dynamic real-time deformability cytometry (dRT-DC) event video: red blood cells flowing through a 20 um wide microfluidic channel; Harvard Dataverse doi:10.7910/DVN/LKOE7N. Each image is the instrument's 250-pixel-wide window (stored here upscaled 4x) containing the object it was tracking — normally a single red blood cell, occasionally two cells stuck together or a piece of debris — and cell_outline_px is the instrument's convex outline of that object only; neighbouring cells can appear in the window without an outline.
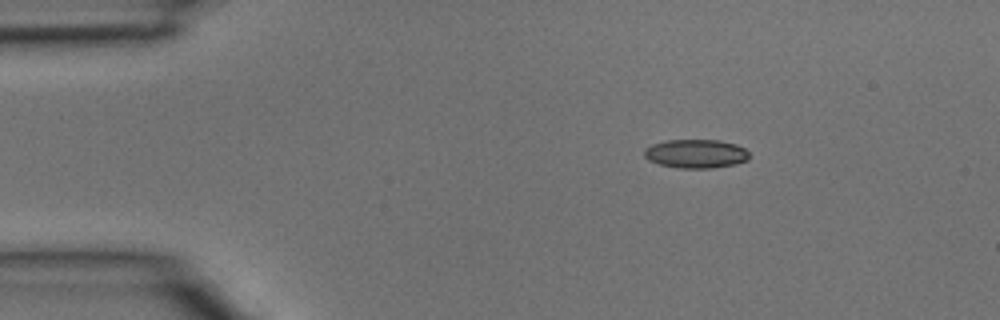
{"species": "common noctule bat (a hibernating species)", "species_latin": "Nyctalus noctula", "temperature_condition": "room temperature", "stored_images_in_passage": 2, "camera_frame_rate_fps": 3000, "um_per_image_px": 0.085, "animal": {"sex": "male", "body_mass_g": 15.6}, "frame": {"image": 1, "passage_image": 1, "time_ms": 0.0, "image_size_px": [1000, 320], "cell_outline_px": [[748, 160], [736, 164], [712, 168], [676, 168], [660, 164], [648, 160], [644, 156], [644, 148], [652, 144], [668, 140], [720, 140], [736, 144], [744, 148], [748, 152]], "centroid_in_image_um": [59.14, 13.06], "position_along_channel_um": 25.9, "area_um2": 17.69}}